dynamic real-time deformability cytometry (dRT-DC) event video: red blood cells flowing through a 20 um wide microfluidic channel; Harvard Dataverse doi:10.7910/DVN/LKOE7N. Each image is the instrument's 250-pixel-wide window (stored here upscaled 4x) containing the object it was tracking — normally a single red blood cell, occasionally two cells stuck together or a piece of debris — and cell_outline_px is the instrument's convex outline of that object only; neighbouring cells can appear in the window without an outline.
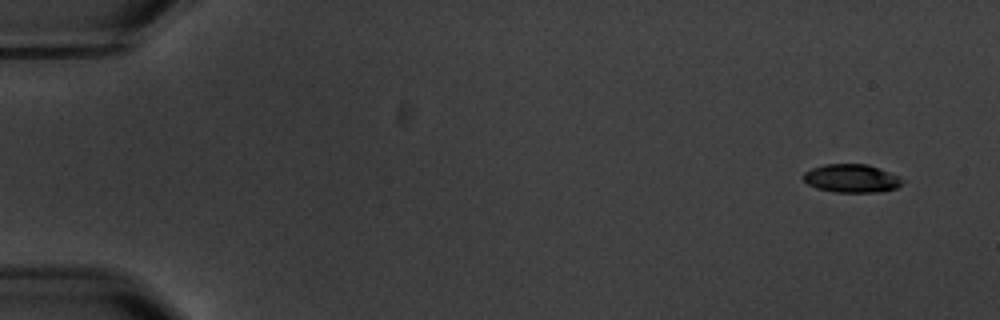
{"species": "common noctule bat (a hibernating species)", "species_latin": "Nyctalus noctula", "temperature_condition": "warm", "stored_images_in_passage": 7, "camera_frame_rate_fps": 3000, "um_per_image_px": 0.085, "animal": {"sex": "male", "body_mass_g": 20.1, "forearm_length_mm": 53.5}, "frame": {"image": 1, "passage_image": 1, "time_ms": 0.0, "image_size_px": [1000, 320], "cell_outline_px": [[904, 180], [896, 188], [880, 192], [836, 192], [816, 188], [808, 184], [804, 180], [804, 172], [812, 168], [824, 164], [868, 164], [880, 168], [900, 176]], "centroid_in_image_um": [72.4, 15.15], "position_along_channel_um": 12.6, "area_um2": 16.36}}
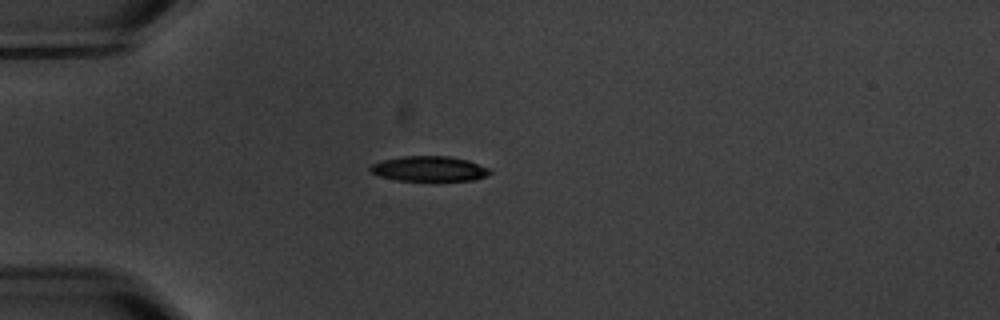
{"frame": {"image": 2, "passage_image": 4, "time_ms": 4.333, "image_size_px": [1000, 320], "cell_outline_px": [[492, 172], [488, 176], [476, 180], [396, 180], [380, 176], [372, 172], [368, 168], [372, 164], [384, 160], [404, 156], [448, 156], [468, 160], [488, 168]], "centroid_in_image_um": [36.51, 14.34], "position_along_channel_um": 48.5, "area_um2": 17.34}}
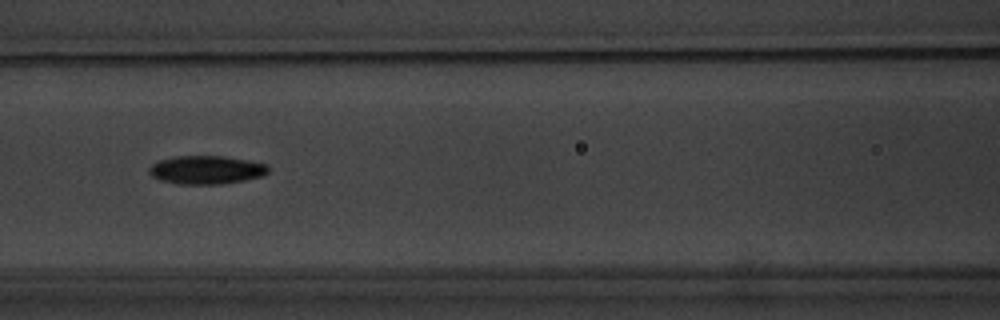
{"frame": {"image": 3, "passage_image": 7, "time_ms": 7.667, "image_size_px": [1000, 320], "cell_outline_px": [[268, 172], [264, 176], [244, 180], [220, 184], [176, 184], [160, 180], [152, 176], [148, 172], [148, 168], [152, 164], [160, 160], [176, 156], [224, 156], [248, 160], [268, 164]], "centroid_in_image_um": [17.54, 14.44], "position_along_channel_um": 149.1, "area_um2": 19.83}}